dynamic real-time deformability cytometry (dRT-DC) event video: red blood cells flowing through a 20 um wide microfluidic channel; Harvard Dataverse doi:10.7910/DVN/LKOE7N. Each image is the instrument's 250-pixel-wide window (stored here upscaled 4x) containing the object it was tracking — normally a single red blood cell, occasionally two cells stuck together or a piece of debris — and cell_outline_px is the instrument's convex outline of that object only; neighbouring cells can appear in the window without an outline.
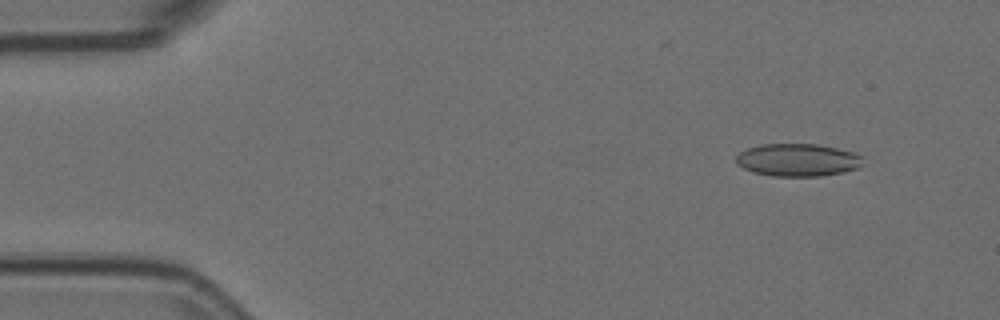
{"species": "Egyptian fruit bat (a non-hibernating species)", "species_latin": "Rousettus aegyptiacus", "temperature_condition": "room temperature", "stored_images_in_passage": 5, "camera_frame_rate_fps": 3000, "um_per_image_px": 0.085, "animal": {"sex": "female"}, "frame": {"image": 1, "passage_image": 1, "time_ms": 0.0, "image_size_px": [1000, 320], "cell_outline_px": [[864, 164], [860, 168], [820, 176], [772, 176], [752, 172], [736, 164], [736, 156], [740, 152], [748, 148], [760, 144], [816, 144], [836, 148], [852, 152], [864, 156]], "centroid_in_image_um": [67.82, 13.6], "position_along_channel_um": 17.2, "area_um2": 24.28}}
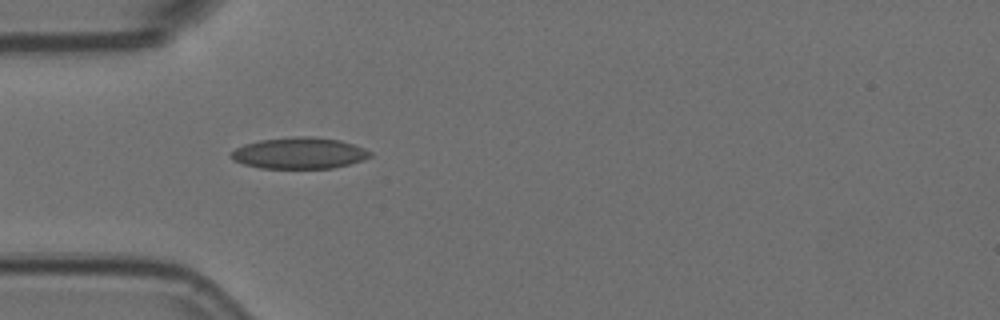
{"frame": {"image": 2, "passage_image": 4, "time_ms": 1.0, "image_size_px": [1000, 320], "cell_outline_px": [[372, 156], [364, 160], [332, 168], [260, 168], [244, 164], [232, 160], [232, 152], [236, 148], [244, 144], [260, 140], [296, 136], [312, 136], [340, 140], [364, 148], [372, 152]], "centroid_in_image_um": [25.46, 13.01], "position_along_channel_um": 59.5, "area_um2": 25.32}}
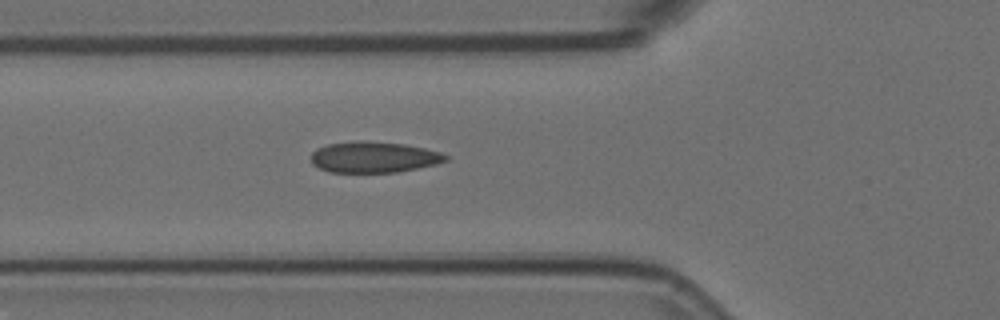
{"frame": {"image": 3, "passage_image": 5, "time_ms": 1.333, "image_size_px": [1000, 320], "cell_outline_px": [[448, 160], [436, 164], [400, 172], [328, 172], [312, 164], [312, 152], [316, 148], [328, 144], [360, 140], [404, 144], [424, 148], [440, 152], [448, 156]], "centroid_in_image_um": [31.77, 13.36], "position_along_channel_um": 94.0, "area_um2": 24.33}}